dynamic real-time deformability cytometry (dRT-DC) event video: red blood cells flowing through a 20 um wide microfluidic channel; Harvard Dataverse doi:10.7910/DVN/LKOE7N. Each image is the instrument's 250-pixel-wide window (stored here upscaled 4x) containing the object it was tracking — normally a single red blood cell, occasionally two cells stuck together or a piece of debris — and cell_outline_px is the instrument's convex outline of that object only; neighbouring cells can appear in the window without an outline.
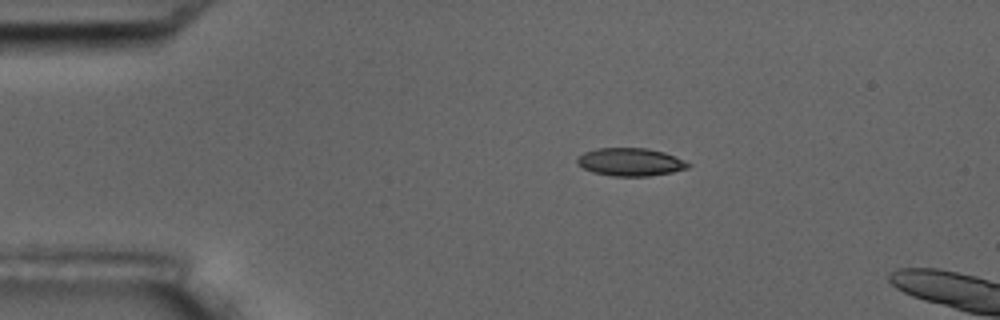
{"species": "common noctule bat (a hibernating species)", "species_latin": "Nyctalus noctula", "temperature_condition": "room temperature", "stored_images_in_passage": 5, "camera_frame_rate_fps": 3000, "um_per_image_px": 0.085, "animal": {"sex": "male", "body_mass_g": 17.5, "forearm_length_mm": 52.3}, "frame": {"image": 1, "passage_image": 5, "time_ms": 4.667, "image_size_px": [1000, 320], "cell_outline_px": [[692, 164], [688, 168], [672, 172], [648, 176], [612, 176], [592, 172], [576, 164], [576, 160], [584, 152], [596, 148], [648, 148], [664, 152]], "centroid_in_image_um": [53.57, 13.77], "position_along_channel_um": 31.4, "area_um2": 18.03}}